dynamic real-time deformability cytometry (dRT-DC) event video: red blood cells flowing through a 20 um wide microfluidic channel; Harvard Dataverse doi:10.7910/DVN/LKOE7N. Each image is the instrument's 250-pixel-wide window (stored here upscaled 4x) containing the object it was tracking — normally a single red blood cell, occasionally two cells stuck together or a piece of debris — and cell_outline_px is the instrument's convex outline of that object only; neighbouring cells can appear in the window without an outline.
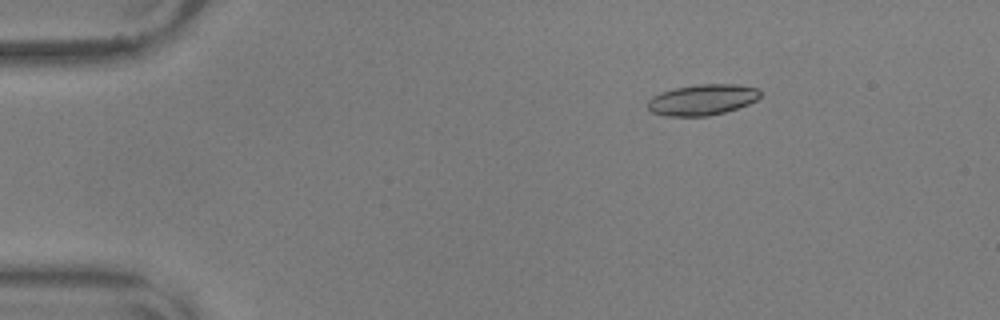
{"species": "common noctule bat (a hibernating species)", "species_latin": "Nyctalus noctula", "temperature_condition": "warm", "stored_images_in_passage": 56, "camera_frame_rate_fps": 3000, "um_per_image_px": 0.085, "animal": {"sex": "male", "body_mass_g": 17.9, "forearm_length_mm": 54.2}, "frame": {"image": 1, "passage_image": 9, "time_ms": 2.667, "image_size_px": [1000, 320], "cell_outline_px": [[760, 96], [756, 100], [748, 104], [724, 112], [708, 116], [664, 116], [652, 112], [648, 108], [648, 100], [652, 96], [660, 92], [676, 88], [696, 84], [740, 84], [760, 88]], "centroid_in_image_um": [59.7, 8.47], "position_along_channel_um": 25.3, "area_um2": 20.35}}
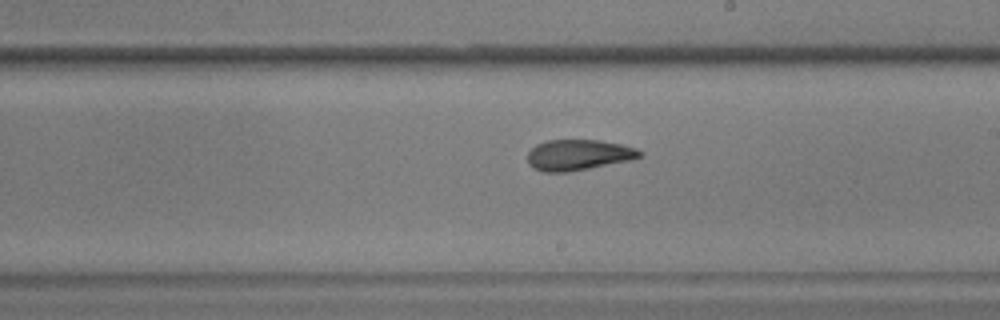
{"frame": {"image": 2, "passage_image": 33, "time_ms": 10.667, "image_size_px": [1000, 320], "cell_outline_px": [[644, 152], [640, 156], [628, 160], [568, 172], [540, 172], [532, 168], [528, 164], [528, 152], [536, 144], [548, 140], [600, 140], [620, 144], [636, 148]], "centroid_in_image_um": [49.11, 13.17], "position_along_channel_um": 239.9, "area_um2": 20.0}}
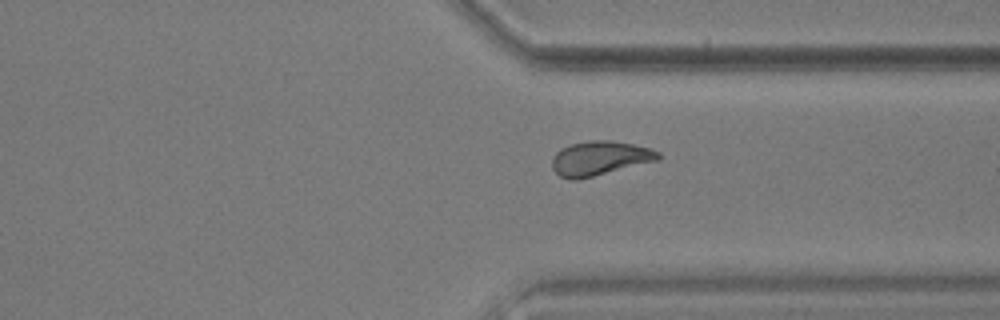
{"frame": {"image": 3, "passage_image": 43, "time_ms": 14.0, "image_size_px": [1000, 320], "cell_outline_px": [[660, 160], [576, 180], [572, 180], [560, 176], [552, 168], [552, 160], [556, 152], [560, 148], [572, 144], [588, 140], [608, 140], [632, 144], [652, 148], [660, 152]], "centroid_in_image_um": [50.99, 13.44], "position_along_channel_um": 360.4, "area_um2": 21.21}, "authors_computed_cell_mechanics": {"area_um2": 20.4323, "velocity_mm_per_s": 3.6129, "shape_relaxation_time_tau1_ms": null, "shape_relaxation_time_tau2_ms": 1.7238, "deformation_change_tau1": null, "deformation_change_tau2": 0.0822}}